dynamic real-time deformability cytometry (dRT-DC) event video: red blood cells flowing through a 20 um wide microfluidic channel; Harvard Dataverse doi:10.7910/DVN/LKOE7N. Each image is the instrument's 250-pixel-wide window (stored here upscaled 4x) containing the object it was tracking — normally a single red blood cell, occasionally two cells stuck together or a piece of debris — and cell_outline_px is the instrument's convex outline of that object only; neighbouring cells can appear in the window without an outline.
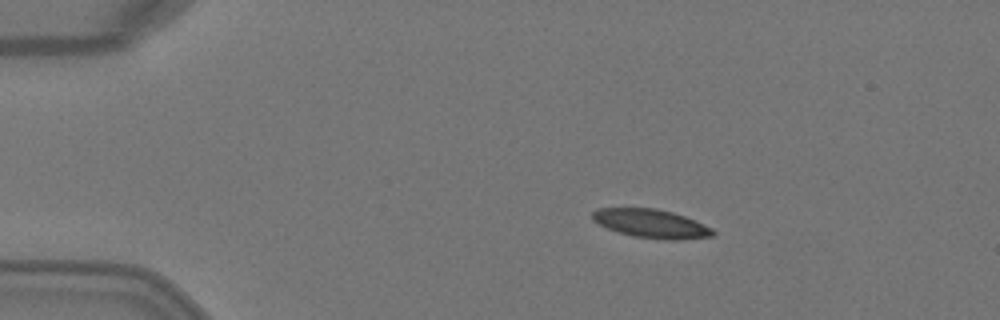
{"species": "Egyptian fruit bat (a non-hibernating species)", "species_latin": "Rousettus aegyptiacus", "temperature_condition": "warm", "stored_images_in_passage": 4, "camera_frame_rate_fps": 3000, "um_per_image_px": 0.085, "animal": {"sex": "female"}, "frame": {"image": 1, "passage_image": 1, "time_ms": 0.0, "image_size_px": [1000, 320], "cell_outline_px": [[716, 232], [712, 236], [680, 240], [664, 240], [636, 236], [620, 232], [608, 228], [592, 220], [592, 212], [596, 208], [656, 208], [672, 212], [684, 216], [712, 228]], "centroid_in_image_um": [55.36, 19.0], "position_along_channel_um": 29.6, "area_um2": 19.94}}
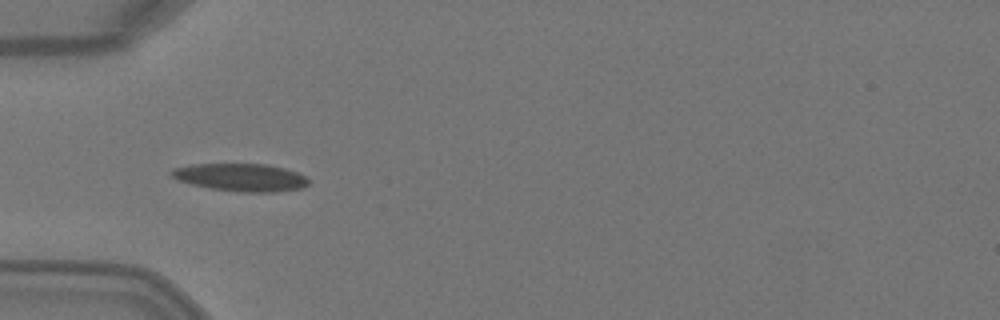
{"frame": {"image": 2, "passage_image": 3, "time_ms": 0.667, "image_size_px": [1000, 320], "cell_outline_px": [[308, 184], [300, 188], [276, 192], [240, 192], [212, 188], [192, 184], [176, 180], [168, 172], [172, 168], [192, 164], [268, 164], [284, 168], [308, 176]], "centroid_in_image_um": [20.45, 15.07], "position_along_channel_um": 64.5, "area_um2": 22.2}}